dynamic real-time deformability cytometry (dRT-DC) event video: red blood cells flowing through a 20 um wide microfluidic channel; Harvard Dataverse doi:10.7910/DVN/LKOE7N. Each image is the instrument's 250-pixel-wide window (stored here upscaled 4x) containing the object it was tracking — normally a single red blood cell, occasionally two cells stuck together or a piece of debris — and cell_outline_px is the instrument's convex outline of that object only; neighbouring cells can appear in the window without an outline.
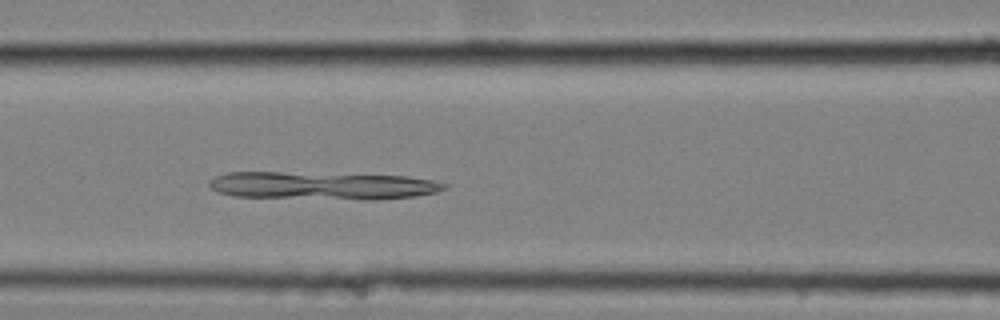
{"species": "common noctule bat (a hibernating species)", "species_latin": "Nyctalus noctula", "temperature_condition": "cold", "stored_images_in_passage": 28, "camera_frame_rate_fps": 3000, "um_per_image_px": 0.085, "animal": {"sex": "female", "body_mass_g": 25.1}, "frame": {"image": 1, "passage_image": 7, "time_ms": 2.0, "image_size_px": [1000, 320], "cell_outline_px": [[448, 188], [436, 192], [416, 196], [376, 200], [368, 200], [232, 196], [216, 192], [208, 184], [216, 176], [228, 172], [280, 172], [408, 176], [432, 180], [448, 184]], "centroid_in_image_um": [27.44, 15.79], "position_along_channel_um": 139.2, "area_um2": 38.21}}
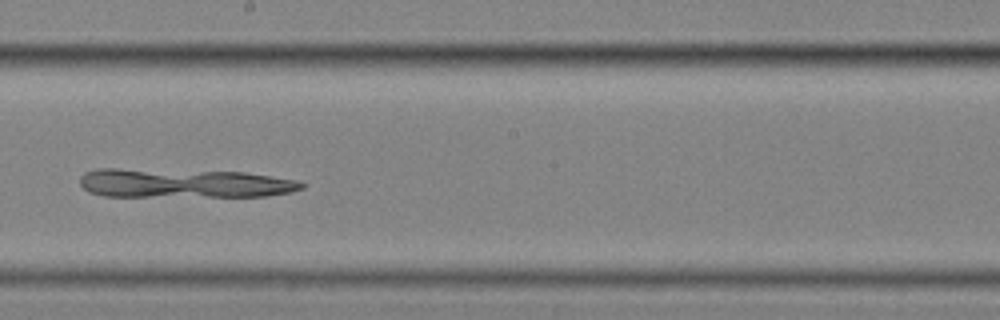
{"frame": {"image": 2, "passage_image": 15, "time_ms": 4.667, "image_size_px": [1000, 320], "cell_outline_px": [[308, 184], [304, 188], [292, 192], [264, 196], [104, 196], [88, 192], [80, 184], [80, 176], [84, 172], [96, 168], [120, 168], [244, 172], [296, 180]], "centroid_in_image_um": [15.59, 15.57], "position_along_channel_um": 232.6, "area_um2": 37.86}}
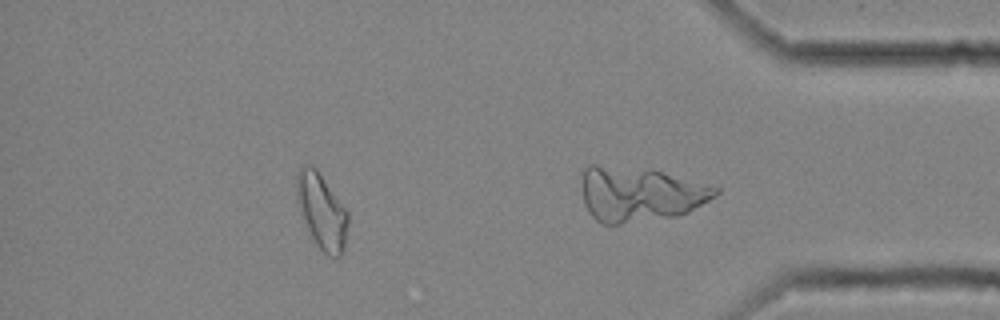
{"frame": {"image": 3, "passage_image": 28, "time_ms": 9.0, "image_size_px": [1000, 320], "cell_outline_px": [[720, 192], [716, 196], [688, 212], [676, 216], [620, 224], [600, 224], [588, 212], [584, 204], [580, 180], [584, 168], [588, 164], [596, 164], [652, 168], [720, 188]], "centroid_in_image_um": [54.35, 16.47], "position_along_channel_um": 380.9, "area_um2": 43.35}}